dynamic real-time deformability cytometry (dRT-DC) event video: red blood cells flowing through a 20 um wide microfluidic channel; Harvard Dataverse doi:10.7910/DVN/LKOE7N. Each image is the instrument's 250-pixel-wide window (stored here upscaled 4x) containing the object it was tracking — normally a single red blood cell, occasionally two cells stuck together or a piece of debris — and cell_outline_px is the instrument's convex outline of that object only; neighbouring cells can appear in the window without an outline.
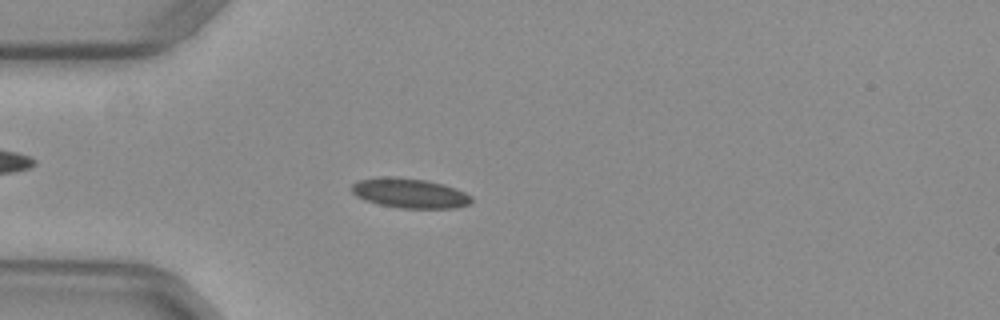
{"species": "common noctule bat (a hibernating species)", "species_latin": "Nyctalus noctula", "temperature_condition": "warm", "stored_images_in_passage": 49, "camera_frame_rate_fps": 3000, "um_per_image_px": 0.085, "animal": {"sex": "female", "body_mass_g": 29.2, "forearm_length_mm": 56.3}, "frame": {"image": 1, "passage_image": 11, "time_ms": 3.333, "image_size_px": [1000, 320], "cell_outline_px": [[472, 204], [456, 208], [400, 208], [380, 204], [364, 200], [356, 196], [352, 192], [352, 184], [356, 180], [380, 176], [388, 176], [424, 180], [444, 184], [456, 188], [472, 196]], "centroid_in_image_um": [34.83, 16.42], "position_along_channel_um": 50.2, "area_um2": 20.92}}
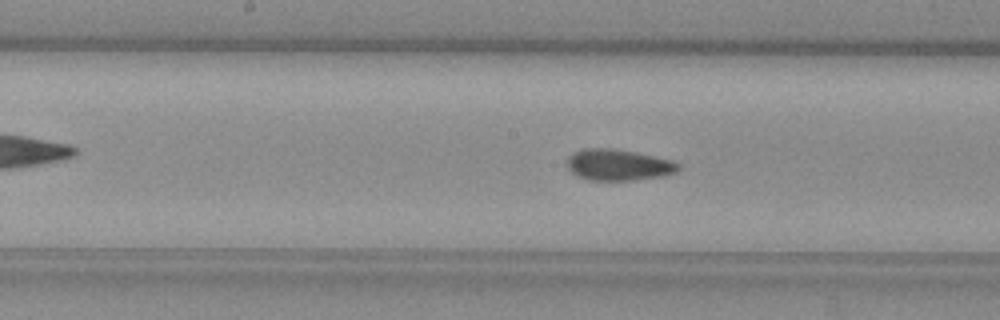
{"frame": {"image": 2, "passage_image": 23, "time_ms": 7.333, "image_size_px": [1000, 320], "cell_outline_px": [[680, 168], [676, 172], [664, 176], [632, 180], [588, 180], [576, 176], [568, 168], [568, 156], [572, 152], [580, 148], [612, 148], [636, 152], [656, 156], [672, 160], [680, 164]], "centroid_in_image_um": [52.56, 14.0], "position_along_channel_um": 195.6, "area_um2": 20.52}}
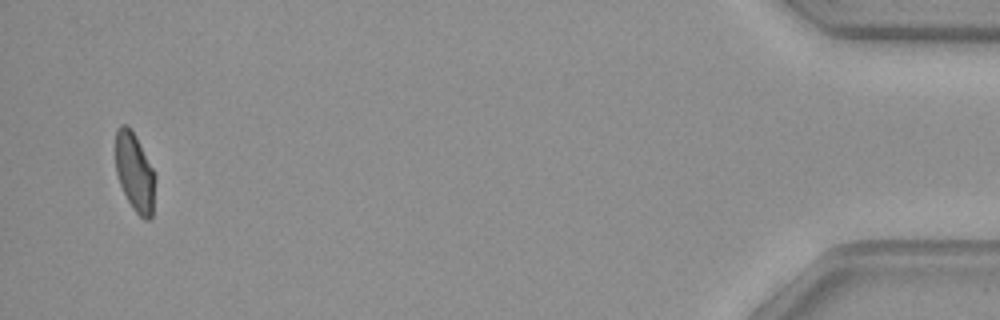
{"frame": {"image": 3, "passage_image": 47, "time_ms": 15.333, "image_size_px": [1000, 320], "cell_outline_px": [[156, 176], [152, 216], [148, 220], [144, 220], [132, 208], [120, 184], [116, 172], [116, 128], [120, 124], [124, 124], [136, 136]], "centroid_in_image_um": [11.46, 14.67], "position_along_channel_um": 423.7, "area_um2": 17.98}, "authors_computed_cell_mechanics": {"area_um2": 19.7676, "velocity_mm_per_s": 3.9516, "shape_relaxation_time_tau1_ms": null, "shape_relaxation_time_tau2_ms": 1.3601, "deformation_change_tau1": null, "deformation_change_tau2": 0.0667}}